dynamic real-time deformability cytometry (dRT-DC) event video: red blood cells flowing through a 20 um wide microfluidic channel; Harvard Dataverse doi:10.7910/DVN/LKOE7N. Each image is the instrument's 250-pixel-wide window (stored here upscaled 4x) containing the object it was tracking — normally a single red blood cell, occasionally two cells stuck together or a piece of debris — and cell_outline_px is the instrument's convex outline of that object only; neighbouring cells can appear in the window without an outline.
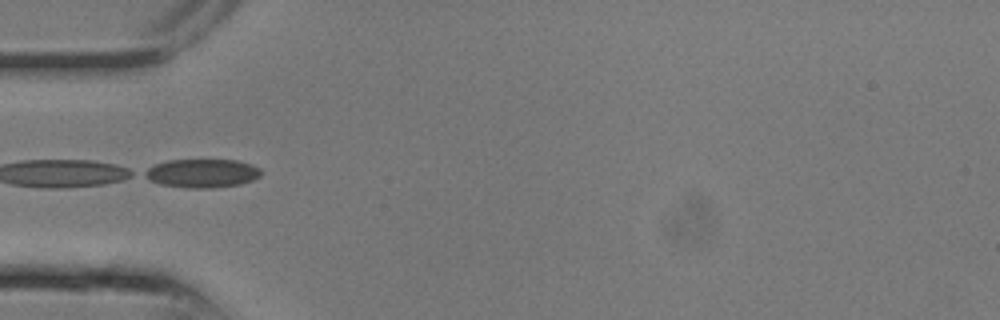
{"species": "common noctule bat (a hibernating species)", "species_latin": "Nyctalus noctula", "temperature_condition": "room temperature", "stored_images_in_passage": 8, "segment_of_instrument_passage": [2, 2], "camera_frame_rate_fps": 3000, "um_per_image_px": 0.085, "animal": {"sex": "male", "body_mass_g": 13.3}, "frame": {"image": 1, "passage_image": 7, "time_ms": 2.0, "image_size_px": [1000, 320], "cell_outline_px": [[256, 176], [244, 180], [228, 184], [172, 184], [156, 180], [148, 176], [148, 172], [152, 168], [160, 164], [180, 160], [224, 160], [244, 164], [252, 168], [256, 172]], "centroid_in_image_um": [17.13, 14.64], "position_along_channel_um": 67.9, "area_um2": 15.55}}